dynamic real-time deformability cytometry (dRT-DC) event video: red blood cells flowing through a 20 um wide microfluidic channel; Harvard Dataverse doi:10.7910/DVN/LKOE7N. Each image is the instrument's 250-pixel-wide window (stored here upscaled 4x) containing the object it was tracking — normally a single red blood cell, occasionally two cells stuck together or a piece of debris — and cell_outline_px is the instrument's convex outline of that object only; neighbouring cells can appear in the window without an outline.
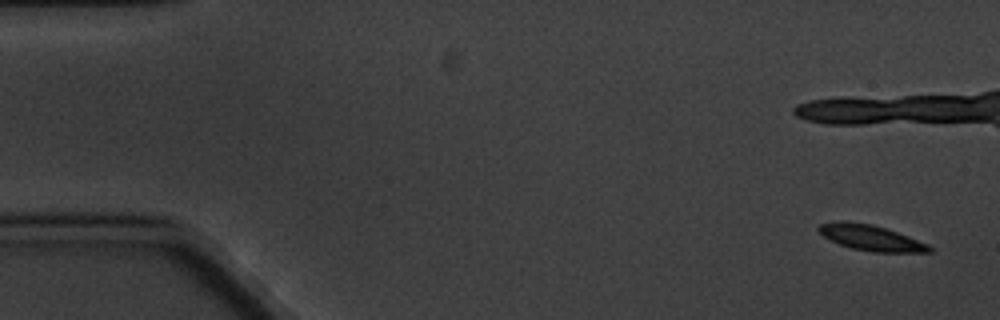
{"species": "common noctule bat (a hibernating species)", "species_latin": "Nyctalus noctula", "temperature_condition": "cold", "stored_images_in_passage": 6, "camera_frame_rate_fps": 3000, "um_per_image_px": 0.085, "animal": {"sex": "male", "body_mass_g": 20.1, "forearm_length_mm": 53.5}, "frame": {"image": 1, "passage_image": 1, "time_ms": 0.0, "image_size_px": [1000, 320], "cell_outline_px": [[932, 252], [872, 252], [852, 248], [840, 244], [824, 236], [816, 228], [820, 224], [840, 220], [848, 220], [872, 224], [908, 236], [928, 244], [932, 248]], "centroid_in_image_um": [74.01, 20.2], "position_along_channel_um": 11.0, "area_um2": 16.42}}